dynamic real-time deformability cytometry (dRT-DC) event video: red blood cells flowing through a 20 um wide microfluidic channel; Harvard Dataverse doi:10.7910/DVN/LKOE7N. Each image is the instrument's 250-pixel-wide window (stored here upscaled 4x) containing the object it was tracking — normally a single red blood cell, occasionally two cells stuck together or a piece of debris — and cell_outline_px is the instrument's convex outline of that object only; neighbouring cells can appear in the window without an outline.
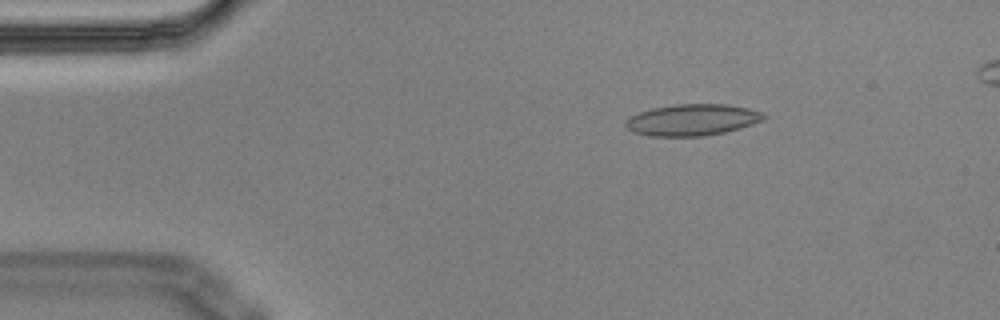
{"species": "Egyptian fruit bat (a non-hibernating species)", "species_latin": "Rousettus aegyptiacus", "temperature_condition": "cold", "stored_images_in_passage": 5, "camera_frame_rate_fps": 3000, "um_per_image_px": 0.085, "animal": {"sex": "male"}, "frame": {"image": 1, "passage_image": 2, "time_ms": 0.333, "image_size_px": [1000, 320], "cell_outline_px": [[768, 116], [764, 120], [740, 128], [724, 132], [704, 136], [648, 136], [632, 132], [624, 124], [632, 116], [640, 112], [652, 108], [676, 104], [724, 104], [748, 108], [760, 112]], "centroid_in_image_um": [58.85, 10.19], "position_along_channel_um": 26.1, "area_um2": 25.2}}